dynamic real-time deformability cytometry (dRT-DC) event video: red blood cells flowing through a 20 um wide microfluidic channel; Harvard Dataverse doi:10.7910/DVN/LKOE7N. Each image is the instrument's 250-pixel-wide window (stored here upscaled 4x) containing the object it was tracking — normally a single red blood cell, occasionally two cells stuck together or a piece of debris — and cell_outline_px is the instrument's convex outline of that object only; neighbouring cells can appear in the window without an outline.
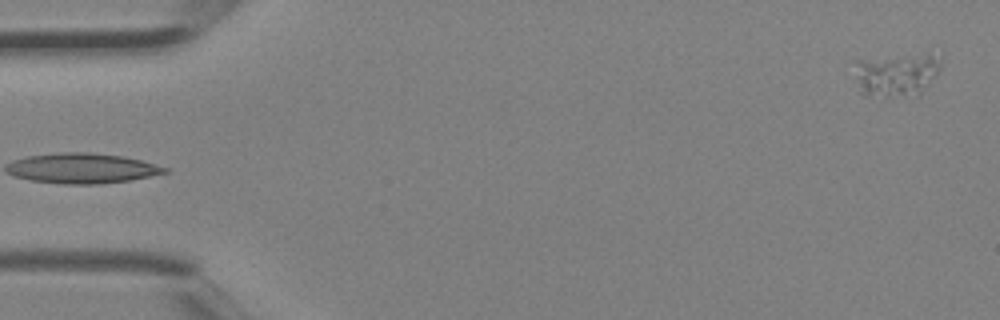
{"species": "Egyptian fruit bat (a non-hibernating species)", "species_latin": "Rousettus aegyptiacus", "temperature_condition": "room temperature", "stored_images_in_passage": 3, "segment_of_instrument_passage": [2, 2], "camera_frame_rate_fps": 3000, "um_per_image_px": 0.085, "animal": {"sex": "female"}, "frame": {"image": 1, "passage_image": 3, "time_ms": 0.667, "image_size_px": [1000, 320], "cell_outline_px": [[940, 68], [920, 96], [864, 96], [860, 92], [856, 76], [856, 60], [928, 52], [940, 56]], "centroid_in_image_um": [76.24, 6.34], "position_along_channel_um": 8.8, "area_um2": 22.02}}